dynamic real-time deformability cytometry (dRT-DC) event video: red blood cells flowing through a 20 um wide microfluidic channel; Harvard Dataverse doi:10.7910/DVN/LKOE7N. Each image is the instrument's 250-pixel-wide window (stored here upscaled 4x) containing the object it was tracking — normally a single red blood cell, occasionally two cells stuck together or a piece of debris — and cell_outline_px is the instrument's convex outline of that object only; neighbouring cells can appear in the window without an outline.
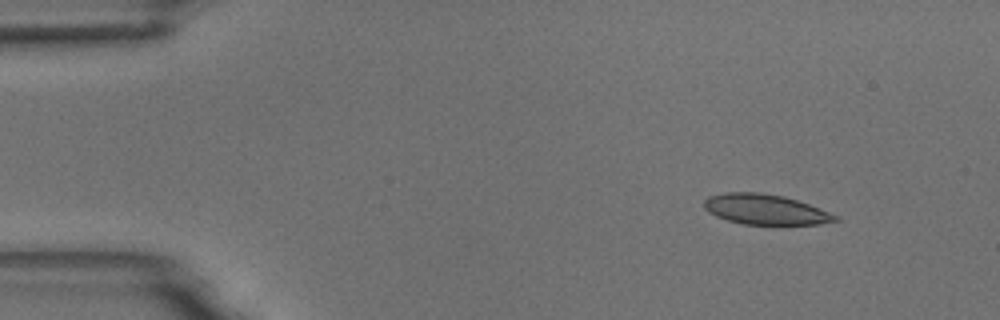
{"species": "common noctule bat (a hibernating species)", "species_latin": "Nyctalus noctula", "temperature_condition": "room temperature", "stored_images_in_passage": 4, "camera_frame_rate_fps": 3000, "um_per_image_px": 0.085, "animal": {"sex": "male", "body_mass_g": 18.8}, "frame": {"image": 1, "passage_image": 2, "time_ms": 1.333, "image_size_px": [1000, 320], "cell_outline_px": [[840, 220], [820, 224], [744, 224], [728, 220], [716, 216], [708, 212], [704, 208], [704, 200], [708, 196], [724, 192], [760, 192], [784, 196], [808, 204], [840, 216]], "centroid_in_image_um": [65.04, 17.79], "position_along_channel_um": 20.0, "area_um2": 23.12}}